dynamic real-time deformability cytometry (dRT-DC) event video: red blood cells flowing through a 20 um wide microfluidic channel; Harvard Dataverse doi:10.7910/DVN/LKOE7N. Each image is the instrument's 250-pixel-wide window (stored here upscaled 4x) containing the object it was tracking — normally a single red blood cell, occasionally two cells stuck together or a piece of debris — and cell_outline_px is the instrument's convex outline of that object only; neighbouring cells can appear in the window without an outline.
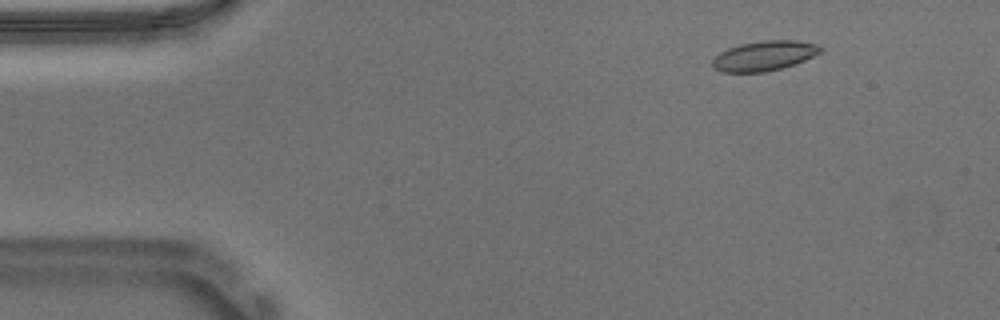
{"species": "Egyptian fruit bat (a non-hibernating species)", "species_latin": "Rousettus aegyptiacus", "temperature_condition": "warm", "stored_images_in_passage": 55, "camera_frame_rate_fps": 3000, "um_per_image_px": 0.085, "animal": {"sex": "male"}, "frame": {"image": 1, "passage_image": 7, "time_ms": 2.0, "image_size_px": [1000, 320], "cell_outline_px": [[824, 48], [820, 52], [804, 60], [780, 68], [764, 72], [720, 72], [712, 68], [712, 60], [720, 52], [728, 48], [740, 44], [764, 40], [796, 40], [820, 44]], "centroid_in_image_um": [64.94, 4.73], "position_along_channel_um": 20.1, "area_um2": 18.79}}
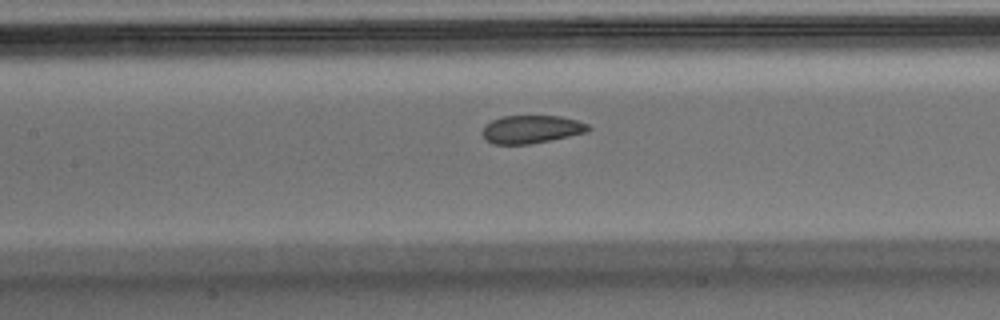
{"frame": {"image": 2, "passage_image": 25, "time_ms": 8.0, "image_size_px": [1000, 320], "cell_outline_px": [[592, 128], [588, 132], [528, 144], [492, 144], [484, 136], [484, 128], [492, 120], [504, 116], [560, 116], [576, 120], [588, 124]], "centroid_in_image_um": [45.22, 10.98], "position_along_channel_um": 162.2, "area_um2": 16.94}}
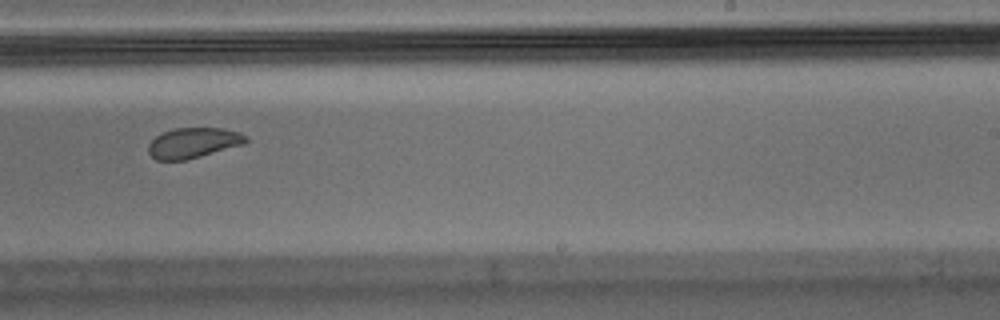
{"frame": {"image": 3, "passage_image": 34, "time_ms": 11.0, "image_size_px": [1000, 320], "cell_outline_px": [[248, 140], [244, 144], [200, 156], [184, 160], [156, 160], [148, 152], [148, 144], [156, 136], [172, 128], [224, 128], [240, 132], [248, 136]], "centroid_in_image_um": [16.44, 12.13], "position_along_channel_um": 272.6, "area_um2": 17.22}, "authors_computed_cell_mechanics": {"area_um2": 18.6116, "velocity_mm_per_s": 3.692, "shape_relaxation_time_tau1_ms": 10.8207, "shape_relaxation_time_tau2_ms": 1.0497, "deformation_change_tau1": 0.172, "deformation_change_tau2": 0.0483}}